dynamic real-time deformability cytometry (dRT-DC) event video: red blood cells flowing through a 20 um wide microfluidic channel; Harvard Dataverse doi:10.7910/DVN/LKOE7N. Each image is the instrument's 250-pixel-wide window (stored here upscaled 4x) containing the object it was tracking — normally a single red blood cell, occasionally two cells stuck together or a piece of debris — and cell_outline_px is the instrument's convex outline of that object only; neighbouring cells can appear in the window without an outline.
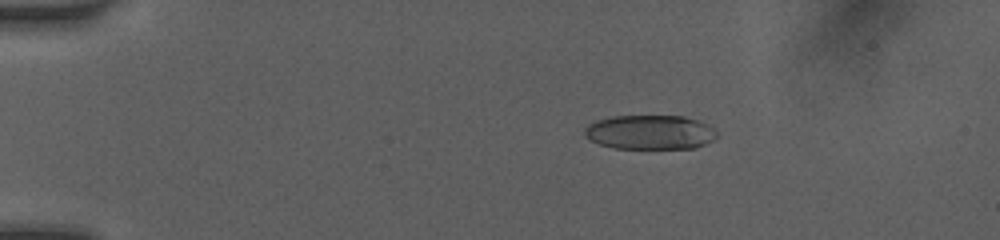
{"species": "human", "species_latin": "Homo sapiens", "temperature_condition": "room temperature", "stored_images_in_passage": 16, "camera_frame_rate_fps": 3000, "um_per_image_px": 0.085, "donor": {"sex": "female"}, "frame": {"image": 1, "passage_image": 5, "time_ms": 3.0, "image_size_px": [1000, 240], "cell_outline_px": [[716, 136], [712, 140], [696, 148], [612, 148], [600, 144], [584, 136], [584, 128], [588, 124], [596, 120], [612, 116], [684, 116], [700, 120], [716, 128]], "centroid_in_image_um": [55.26, 11.23], "position_along_channel_um": 29.7, "area_um2": 26.65}}
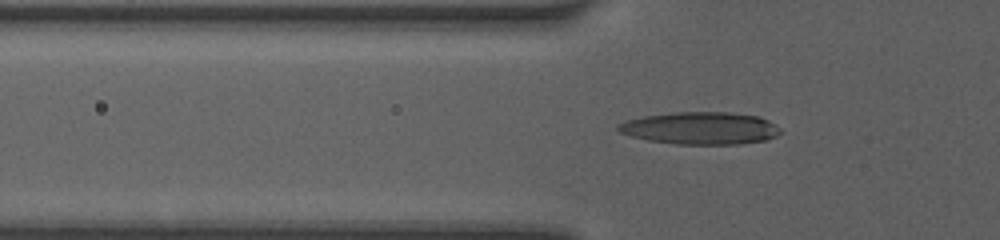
{"frame": {"image": 2, "passage_image": 11, "time_ms": 5.667, "image_size_px": [1000, 240], "cell_outline_px": [[780, 132], [776, 136], [768, 140], [740, 144], [676, 144], [648, 140], [632, 136], [620, 132], [616, 128], [616, 124], [628, 120], [644, 116], [672, 112], [728, 112], [760, 116], [776, 124], [780, 128]], "centroid_in_image_um": [59.56, 10.89], "position_along_channel_um": 66.2, "area_um2": 30.75}}
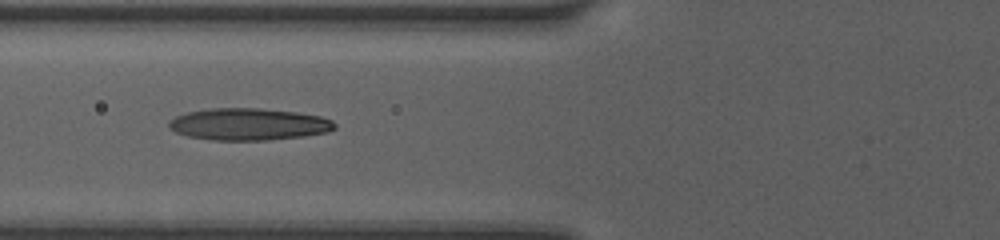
{"frame": {"image": 3, "passage_image": 14, "time_ms": 6.667, "image_size_px": [1000, 240], "cell_outline_px": [[336, 128], [328, 132], [304, 136], [268, 140], [212, 140], [188, 136], [176, 132], [168, 128], [168, 120], [176, 116], [188, 112], [212, 108], [260, 108], [296, 112], [320, 116], [332, 120], [336, 124]], "centroid_in_image_um": [21.13, 10.56], "position_along_channel_um": 104.7, "area_um2": 30.98}}